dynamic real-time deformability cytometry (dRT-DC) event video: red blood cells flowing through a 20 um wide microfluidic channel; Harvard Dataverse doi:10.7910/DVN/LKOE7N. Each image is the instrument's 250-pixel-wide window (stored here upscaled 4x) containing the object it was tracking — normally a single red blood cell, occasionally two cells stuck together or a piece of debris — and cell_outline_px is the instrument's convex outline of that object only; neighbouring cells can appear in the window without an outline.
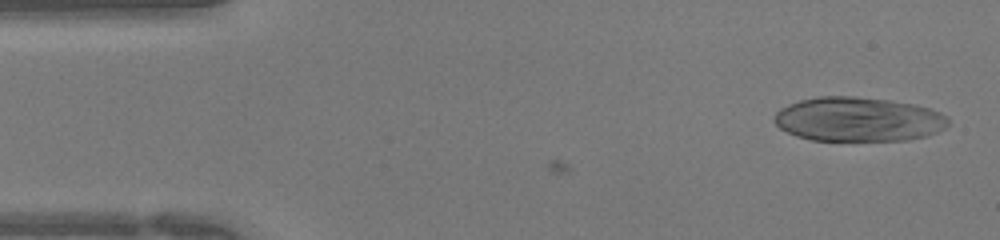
{"species": "human", "species_latin": "Homo sapiens", "temperature_condition": "warm", "stored_images_in_passage": 8, "camera_frame_rate_fps": 3000, "um_per_image_px": 0.085, "donor": {"sex": "female"}, "frame": {"image": 1, "passage_image": 2, "time_ms": 0.333, "image_size_px": [1000, 240], "cell_outline_px": [[948, 124], [944, 128], [928, 136], [908, 140], [812, 140], [796, 136], [780, 128], [772, 120], [772, 116], [780, 108], [788, 104], [800, 100], [820, 96], [852, 96], [888, 100], [912, 104], [928, 108], [940, 112], [948, 116]], "centroid_in_image_um": [72.93, 10.14], "position_along_channel_um": 12.1, "area_um2": 44.97}}